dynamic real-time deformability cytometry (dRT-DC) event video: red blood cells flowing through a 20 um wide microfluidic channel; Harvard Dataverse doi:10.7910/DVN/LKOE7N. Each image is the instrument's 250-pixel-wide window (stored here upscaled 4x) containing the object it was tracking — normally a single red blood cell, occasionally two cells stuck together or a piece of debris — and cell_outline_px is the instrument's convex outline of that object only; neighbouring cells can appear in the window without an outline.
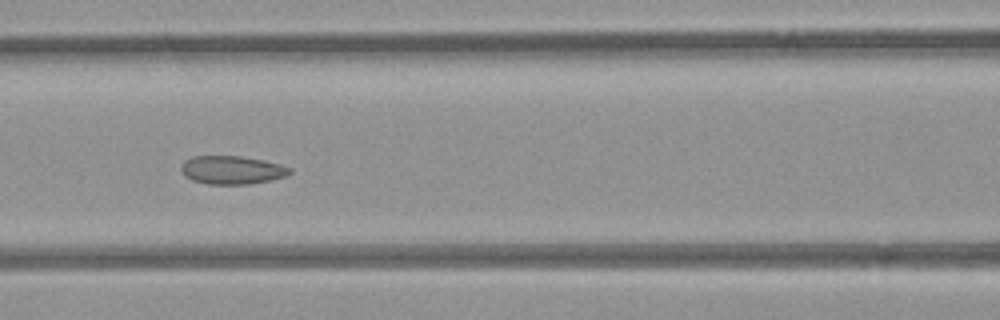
{"species": "common noctule bat (a hibernating species)", "species_latin": "Nyctalus noctula", "temperature_condition": "room temperature", "stored_images_in_passage": 5, "camera_frame_rate_fps": 3000, "um_per_image_px": 0.085, "animal": {"sex": "female", "body_mass_g": 21.9}, "frame": {"image": 1, "passage_image": 4, "time_ms": 1.0, "image_size_px": [1000, 320], "cell_outline_px": [[292, 172], [284, 176], [252, 184], [208, 184], [192, 180], [184, 176], [180, 168], [180, 164], [184, 160], [192, 156], [240, 156], [264, 160], [280, 164], [292, 168]], "centroid_in_image_um": [19.68, 14.44], "position_along_channel_um": 146.9, "area_um2": 18.03}}
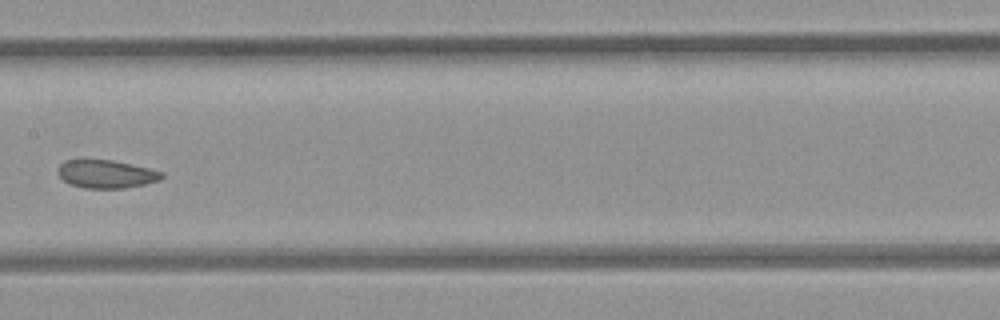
{"frame": {"image": 2, "passage_image": 5, "time_ms": 1.333, "image_size_px": [1000, 320], "cell_outline_px": [[164, 176], [160, 180], [144, 184], [124, 188], [84, 188], [68, 184], [56, 172], [56, 168], [64, 160], [112, 160], [148, 168], [164, 172]], "centroid_in_image_um": [9.0, 14.79], "position_along_channel_um": 198.4, "area_um2": 17.05}}